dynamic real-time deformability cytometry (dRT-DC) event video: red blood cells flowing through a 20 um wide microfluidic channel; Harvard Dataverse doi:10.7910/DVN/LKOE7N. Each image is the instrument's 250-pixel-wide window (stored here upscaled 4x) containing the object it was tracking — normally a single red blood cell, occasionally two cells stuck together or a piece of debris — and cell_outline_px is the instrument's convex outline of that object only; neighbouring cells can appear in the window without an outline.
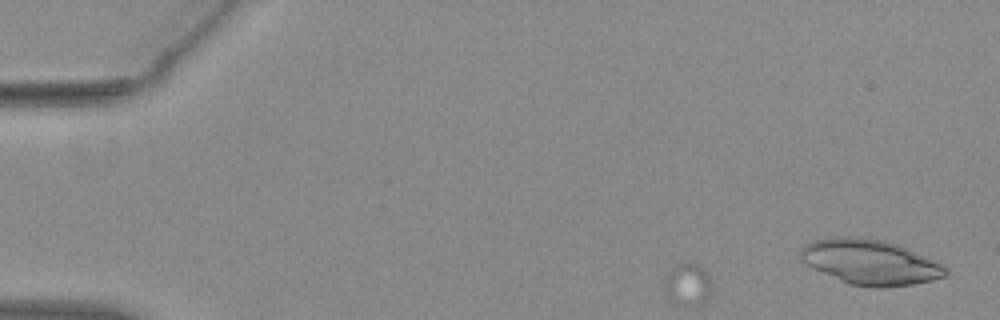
{"species": "common noctule bat (a hibernating species)", "species_latin": "Nyctalus noctula", "temperature_condition": "warm", "stored_images_in_passage": 10, "camera_frame_rate_fps": 3000, "um_per_image_px": 0.085, "animal": {"sex": "female", "body_mass_g": 29.2, "forearm_length_mm": 56.3}, "frame": {"image": 1, "passage_image": 2, "time_ms": 0.333, "image_size_px": [1000, 320], "cell_outline_px": [[712, 288], [708, 296], [704, 300], [668, 300], [664, 292], [664, 280], [668, 272], [680, 264], [696, 264], [704, 268], [708, 276]], "centroid_in_image_um": [58.42, 24.08], "position_along_channel_um": 26.6, "area_um2": 10.52}}